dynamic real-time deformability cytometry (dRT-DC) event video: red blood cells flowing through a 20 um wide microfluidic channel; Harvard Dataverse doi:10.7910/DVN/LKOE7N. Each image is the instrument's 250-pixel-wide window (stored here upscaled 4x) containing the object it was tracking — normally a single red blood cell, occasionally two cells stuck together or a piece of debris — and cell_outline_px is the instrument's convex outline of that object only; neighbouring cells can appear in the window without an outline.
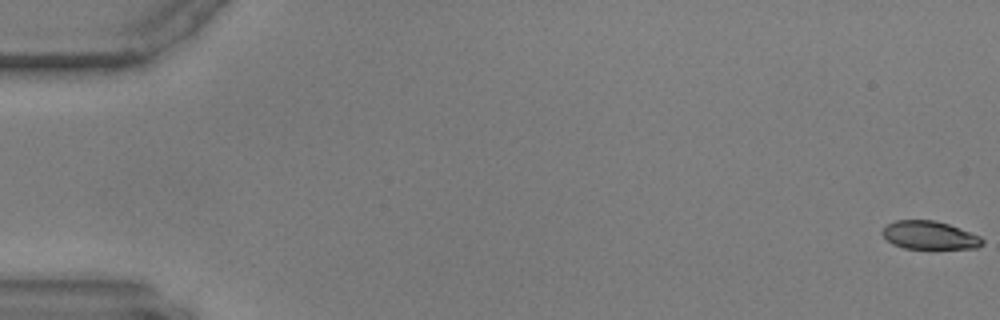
{"species": "common noctule bat (a hibernating species)", "species_latin": "Nyctalus noctula", "temperature_condition": "warm", "stored_images_in_passage": 59, "camera_frame_rate_fps": 3000, "um_per_image_px": 0.085, "animal": {"sex": "male", "body_mass_g": 17.9, "forearm_length_mm": 54.2}, "frame": {"image": 1, "passage_image": 1, "time_ms": 0.0, "image_size_px": [1000, 320], "cell_outline_px": [[984, 244], [976, 248], [904, 248], [892, 244], [880, 232], [888, 224], [896, 220], [936, 220], [948, 224], [980, 236], [984, 240]], "centroid_in_image_um": [79.01, 19.99], "position_along_channel_um": 6.0, "area_um2": 16.3}}
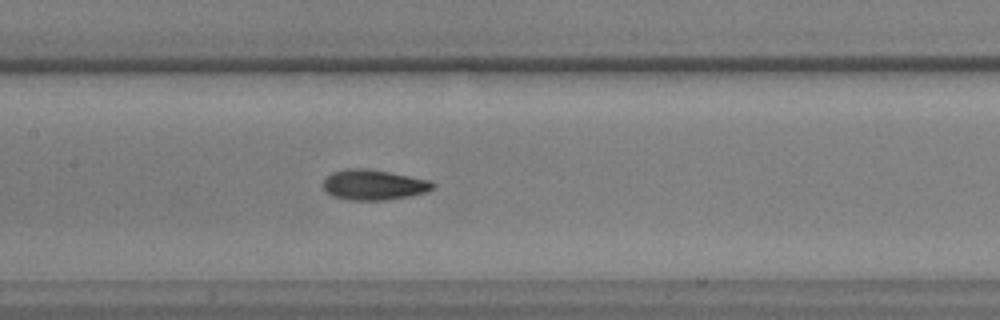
{"frame": {"image": 2, "passage_image": 29, "time_ms": 9.333, "image_size_px": [1000, 320], "cell_outline_px": [[436, 184], [428, 192], [408, 196], [384, 200], [348, 200], [332, 196], [324, 192], [320, 184], [332, 172], [348, 168], [368, 168], [432, 180]], "centroid_in_image_um": [31.73, 15.7], "position_along_channel_um": 175.7, "area_um2": 19.71}}
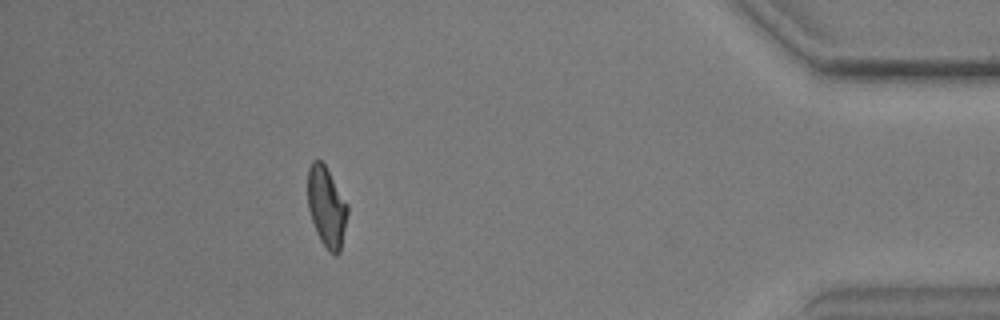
{"frame": {"image": 3, "passage_image": 53, "time_ms": 17.333, "image_size_px": [1000, 320], "cell_outline_px": [[348, 212], [340, 252], [336, 256], [328, 252], [320, 240], [316, 232], [308, 208], [308, 168], [312, 160], [320, 160], [324, 164], [348, 204]], "centroid_in_image_um": [27.76, 17.61], "position_along_channel_um": 407.4, "area_um2": 18.61}}